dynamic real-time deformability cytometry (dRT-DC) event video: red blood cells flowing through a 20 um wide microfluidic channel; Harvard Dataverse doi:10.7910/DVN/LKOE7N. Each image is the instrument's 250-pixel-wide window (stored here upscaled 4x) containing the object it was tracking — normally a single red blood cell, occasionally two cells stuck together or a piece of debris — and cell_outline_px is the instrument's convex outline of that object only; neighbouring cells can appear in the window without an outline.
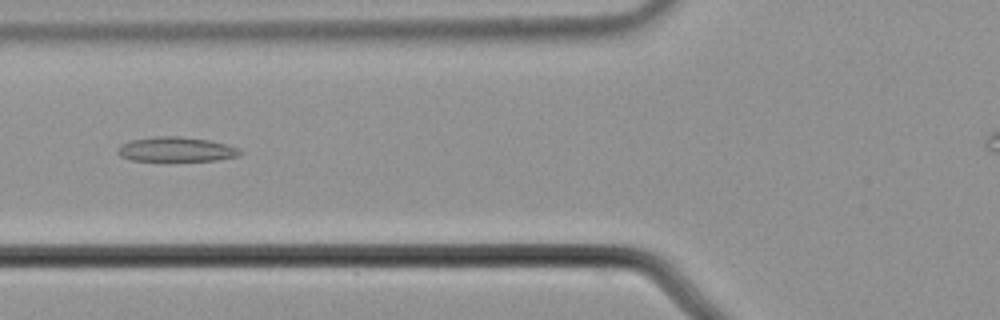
{"species": "common noctule bat (a hibernating species)", "species_latin": "Nyctalus noctula", "temperature_condition": "cold", "stored_images_in_passage": 40, "camera_frame_rate_fps": 3000, "um_per_image_px": 0.085, "animal": {"sex": "male", "body_mass_g": 21.5, "forearm_length_mm": 52.0}, "frame": {"image": 1, "passage_image": 20, "time_ms": 6.333, "image_size_px": [1000, 320], "cell_outline_px": [[244, 152], [240, 156], [216, 160], [132, 160], [120, 156], [116, 152], [120, 144], [132, 140], [152, 136], [180, 136], [208, 140], [228, 144], [240, 148]], "centroid_in_image_um": [15.01, 12.68], "position_along_channel_um": 110.8, "area_um2": 17.63}}
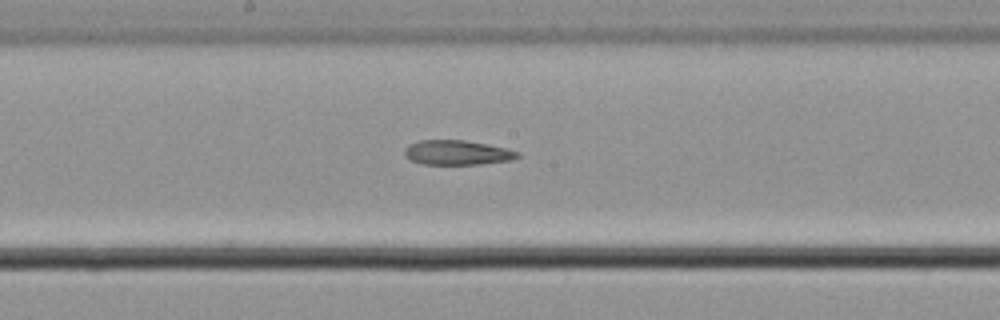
{"frame": {"image": 2, "passage_image": 28, "time_ms": 9.0, "image_size_px": [1000, 320], "cell_outline_px": [[520, 156], [508, 160], [480, 164], [424, 164], [412, 160], [404, 156], [404, 148], [408, 144], [420, 140], [464, 140], [508, 148], [520, 152]], "centroid_in_image_um": [38.84, 12.96], "position_along_channel_um": 209.4, "area_um2": 16.18}}
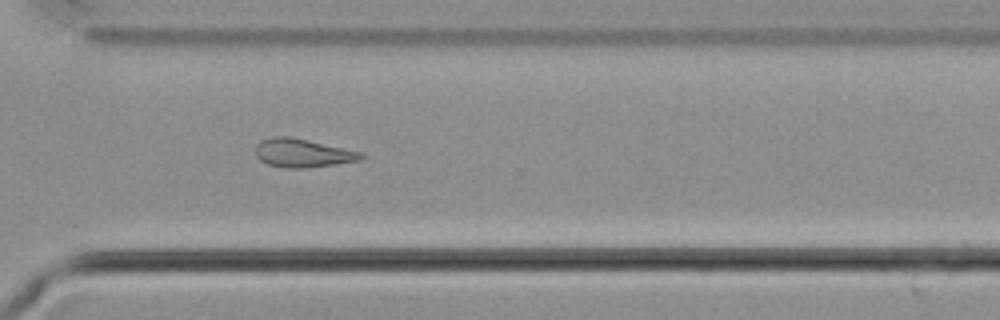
{"frame": {"image": 3, "passage_image": 39, "time_ms": 12.667, "image_size_px": [1000, 320], "cell_outline_px": [[364, 156], [360, 160], [336, 164], [304, 168], [288, 168], [268, 164], [260, 160], [256, 156], [256, 144], [260, 140], [272, 136], [288, 136], [308, 140], [364, 152]], "centroid_in_image_um": [25.72, 13.0], "position_along_channel_um": 344.9, "area_um2": 17.57}}